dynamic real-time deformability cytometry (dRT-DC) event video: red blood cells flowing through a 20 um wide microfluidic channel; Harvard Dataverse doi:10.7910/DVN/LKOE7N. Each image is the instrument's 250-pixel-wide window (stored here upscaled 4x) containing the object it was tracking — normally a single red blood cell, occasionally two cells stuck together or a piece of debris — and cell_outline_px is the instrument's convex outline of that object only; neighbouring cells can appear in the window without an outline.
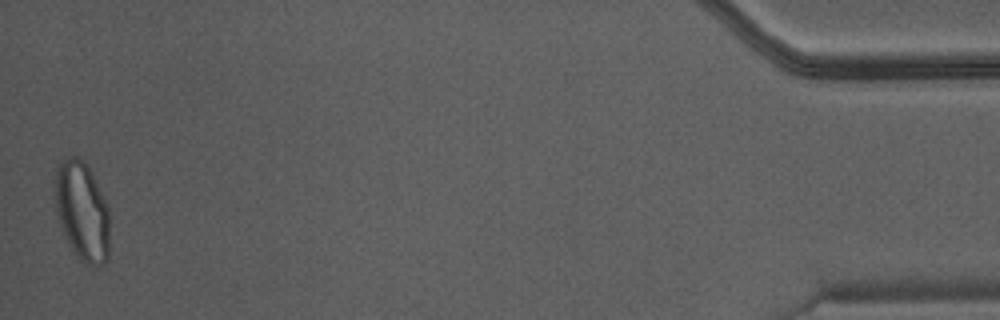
{"species": "Egyptian fruit bat (a non-hibernating species)", "species_latin": "Rousettus aegyptiacus", "temperature_condition": "warm", "stored_images_in_passage": 46, "camera_frame_rate_fps": 3000, "um_per_image_px": 0.085, "animal": {"sex": "male"}, "frame": {"image": 1, "passage_image": 46, "time_ms": 15.0, "image_size_px": [1000, 320], "cell_outline_px": [[108, 260], [104, 264], [96, 268], [84, 264], [76, 256], [64, 236], [56, 212], [52, 196], [56, 172], [60, 164], [64, 160], [72, 156], [76, 156], [84, 160], [108, 208]], "centroid_in_image_um": [6.94, 18.01], "position_along_channel_um": 428.3, "area_um2": 31.67}}